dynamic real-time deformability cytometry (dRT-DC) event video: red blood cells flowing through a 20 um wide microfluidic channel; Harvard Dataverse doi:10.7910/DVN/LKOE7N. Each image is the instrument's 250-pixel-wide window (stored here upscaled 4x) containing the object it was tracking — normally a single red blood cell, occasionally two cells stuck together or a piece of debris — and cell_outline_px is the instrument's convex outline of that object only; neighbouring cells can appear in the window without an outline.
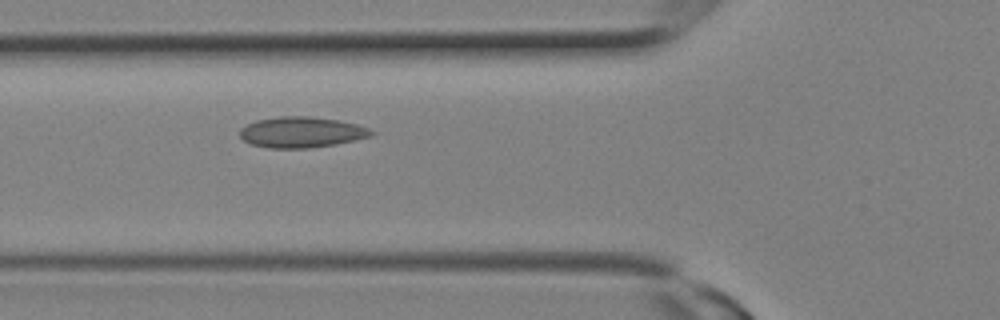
{"species": "Egyptian fruit bat (a non-hibernating species)", "species_latin": "Rousettus aegyptiacus", "temperature_condition": "room temperature", "stored_images_in_passage": 4, "camera_frame_rate_fps": 3000, "um_per_image_px": 0.085, "animal": {"sex": "female"}, "frame": {"image": 1, "passage_image": 4, "time_ms": 1.0, "image_size_px": [1000, 320], "cell_outline_px": [[376, 132], [372, 136], [336, 144], [308, 148], [268, 148], [252, 144], [244, 140], [240, 136], [240, 128], [256, 120], [280, 116], [308, 116], [340, 120], [356, 124], [368, 128]], "centroid_in_image_um": [25.64, 11.23], "position_along_channel_um": 100.2, "area_um2": 23.58}}